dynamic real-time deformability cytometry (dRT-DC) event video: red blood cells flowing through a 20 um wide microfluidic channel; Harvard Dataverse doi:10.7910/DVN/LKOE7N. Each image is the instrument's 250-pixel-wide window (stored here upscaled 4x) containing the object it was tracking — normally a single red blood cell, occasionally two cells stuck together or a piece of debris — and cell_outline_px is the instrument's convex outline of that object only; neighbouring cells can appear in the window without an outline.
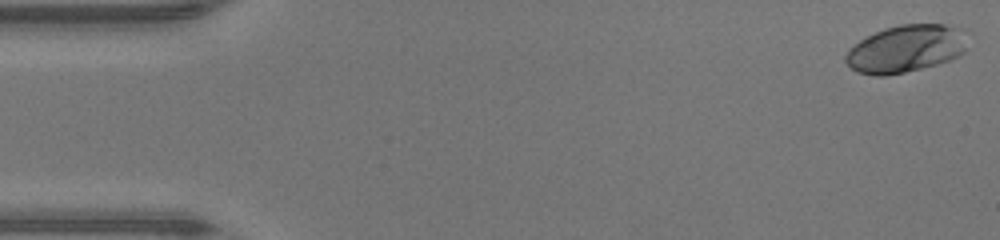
{"species": "human", "species_latin": "Homo sapiens", "temperature_condition": "warm", "stored_images_in_passage": 47, "camera_frame_rate_fps": 3000, "um_per_image_px": 0.085, "donor": {"sex": "male"}, "frame": {"image": 1, "passage_image": 1, "time_ms": 0.0, "image_size_px": [1000, 240], "cell_outline_px": [[972, 32], [964, 52], [960, 56], [936, 64], [904, 72], [884, 76], [876, 76], [856, 72], [844, 60], [844, 56], [860, 40], [884, 28], [900, 24], [944, 24], [968, 28]], "centroid_in_image_um": [77.11, 4.11], "position_along_channel_um": 7.9, "area_um2": 34.16}}
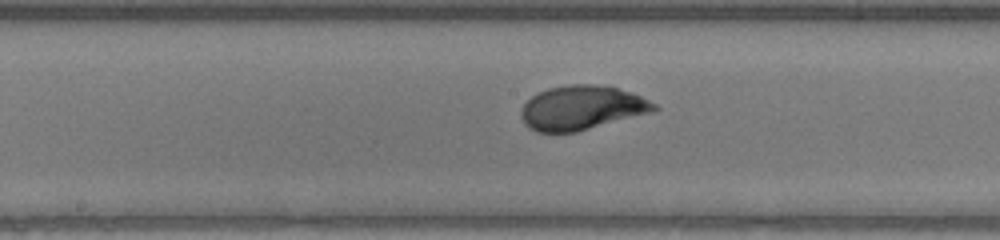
{"frame": {"image": 2, "passage_image": 24, "time_ms": 7.667, "image_size_px": [1000, 240], "cell_outline_px": [[660, 108], [648, 112], [576, 132], [536, 132], [528, 128], [524, 124], [520, 116], [520, 112], [524, 104], [532, 96], [548, 88], [568, 84], [592, 84], [616, 88], [640, 96], [656, 104]], "centroid_in_image_um": [49.37, 9.16], "position_along_channel_um": 198.8, "area_um2": 33.76}}
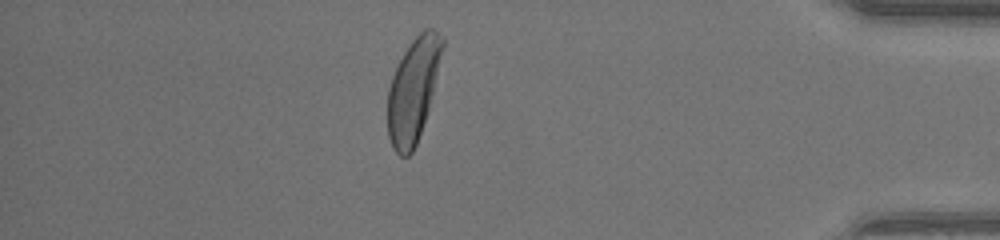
{"frame": {"image": 3, "passage_image": 41, "time_ms": 13.333, "image_size_px": [1000, 240], "cell_outline_px": [[444, 44], [428, 108], [416, 144], [412, 152], [408, 156], [400, 156], [392, 148], [388, 136], [388, 88], [392, 76], [404, 52], [412, 40], [424, 28], [432, 28], [444, 36]], "centroid_in_image_um": [35.1, 7.63], "position_along_channel_um": 400.1, "area_um2": 32.43}, "authors_computed_cell_mechanics": {"area_um2": 33.1772, "velocity_mm_per_s": 4.3523, "shape_relaxation_time_tau1_ms": 3.2289, "shape_relaxation_time_tau2_ms": null, "deformation_change_tau1": 0.1841, "deformation_change_tau2": null}}